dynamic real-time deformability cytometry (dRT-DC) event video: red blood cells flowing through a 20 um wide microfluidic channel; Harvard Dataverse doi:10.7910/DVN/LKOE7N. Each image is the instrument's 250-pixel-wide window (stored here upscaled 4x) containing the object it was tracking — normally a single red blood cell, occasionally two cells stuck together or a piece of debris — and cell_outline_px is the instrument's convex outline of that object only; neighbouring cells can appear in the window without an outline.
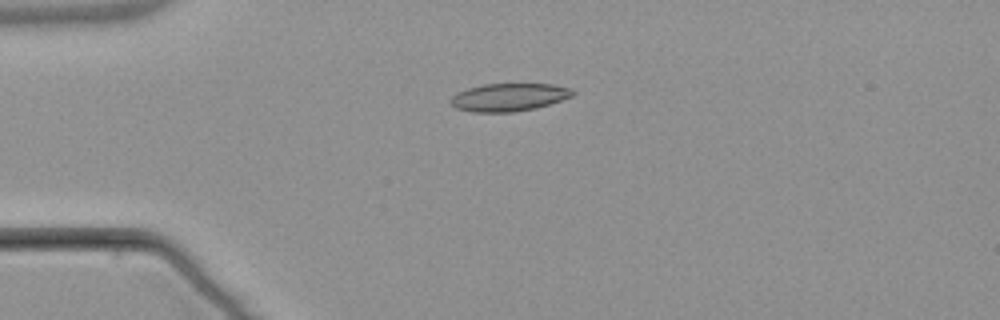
{"species": "common noctule bat (a hibernating species)", "species_latin": "Nyctalus noctula", "temperature_condition": "warm", "stored_images_in_passage": 5, "camera_frame_rate_fps": 3000, "um_per_image_px": 0.085, "animal": {"sex": "male", "body_mass_g": 21.5, "forearm_length_mm": 52.0}, "frame": {"image": 1, "passage_image": 4, "time_ms": 3.667, "image_size_px": [1000, 320], "cell_outline_px": [[576, 92], [572, 96], [536, 108], [512, 112], [472, 112], [456, 108], [448, 104], [448, 100], [456, 92], [468, 88], [484, 84], [552, 84], [572, 88]], "centroid_in_image_um": [43.21, 8.26], "position_along_channel_um": 41.8, "area_um2": 19.94}}